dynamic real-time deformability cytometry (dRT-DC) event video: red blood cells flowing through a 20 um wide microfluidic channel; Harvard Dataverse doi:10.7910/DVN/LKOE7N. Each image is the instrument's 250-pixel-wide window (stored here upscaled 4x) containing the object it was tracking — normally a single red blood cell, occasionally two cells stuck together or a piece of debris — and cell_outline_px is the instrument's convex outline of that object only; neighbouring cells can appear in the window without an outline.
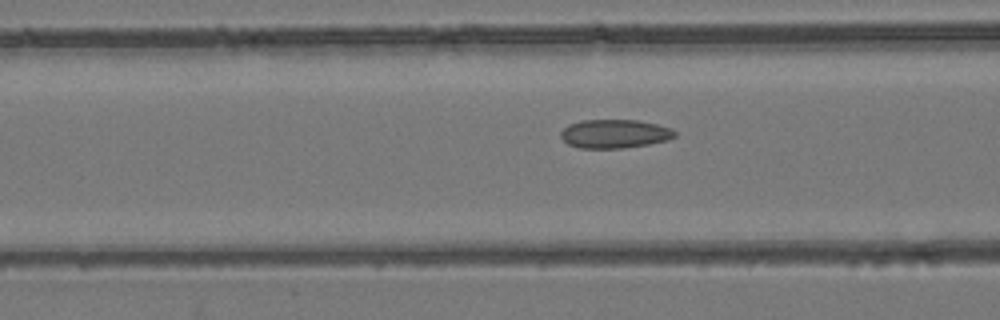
{"species": "common noctule bat (a hibernating species)", "species_latin": "Nyctalus noctula", "temperature_condition": "room temperature", "stored_images_in_passage": 44, "camera_frame_rate_fps": 3000, "um_per_image_px": 0.085, "animal": {"sex": "female", "body_mass_g": 24.6, "forearm_length_mm": 56.2}, "frame": {"image": 1, "passage_image": 14, "time_ms": 4.333, "image_size_px": [1000, 320], "cell_outline_px": [[676, 136], [668, 140], [648, 144], [624, 148], [580, 148], [568, 144], [560, 136], [560, 132], [568, 124], [584, 120], [636, 120], [656, 124], [672, 128], [676, 132]], "centroid_in_image_um": [52.25, 11.37], "position_along_channel_um": 114.4, "area_um2": 19.07}}
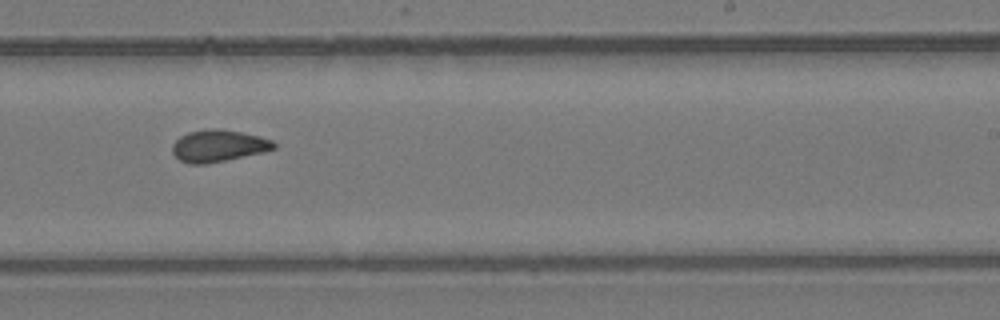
{"frame": {"image": 2, "passage_image": 26, "time_ms": 8.333, "image_size_px": [1000, 320], "cell_outline_px": [[276, 148], [264, 152], [204, 164], [188, 164], [180, 160], [172, 152], [172, 144], [180, 136], [188, 132], [208, 128], [216, 128], [240, 132], [260, 136], [272, 140], [276, 144]], "centroid_in_image_um": [18.55, 12.39], "position_along_channel_um": 270.4, "area_um2": 18.84}}
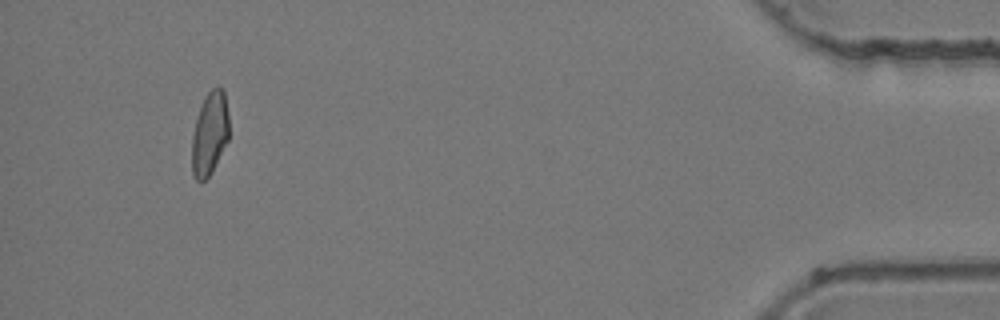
{"frame": {"image": 3, "passage_image": 43, "time_ms": 14.0, "image_size_px": [1000, 320], "cell_outline_px": [[228, 140], [212, 172], [204, 180], [196, 180], [192, 172], [192, 136], [196, 120], [204, 96], [216, 84], [224, 88], [228, 112]], "centroid_in_image_um": [17.83, 11.3], "position_along_channel_um": 417.4, "area_um2": 18.09}}